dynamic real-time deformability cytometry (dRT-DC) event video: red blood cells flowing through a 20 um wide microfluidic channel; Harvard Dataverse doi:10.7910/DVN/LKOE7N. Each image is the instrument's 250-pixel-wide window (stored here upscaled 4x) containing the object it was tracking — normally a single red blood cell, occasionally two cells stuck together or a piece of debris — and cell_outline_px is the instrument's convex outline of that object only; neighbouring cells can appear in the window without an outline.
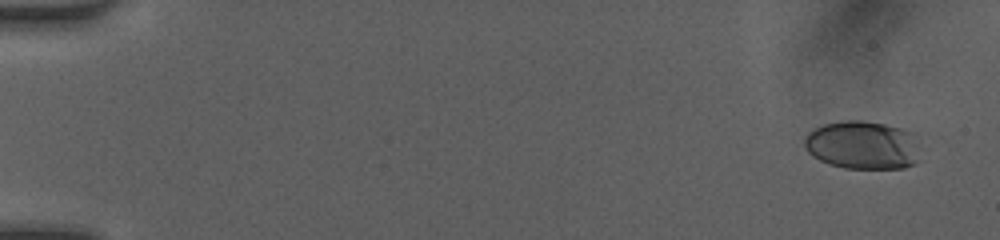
{"species": "human", "species_latin": "Homo sapiens", "temperature_condition": "room temperature", "stored_images_in_passage": 51, "camera_frame_rate_fps": 3000, "um_per_image_px": 0.085, "donor": {"sex": "female"}, "frame": {"image": 1, "passage_image": 3, "time_ms": 0.667, "image_size_px": [1000, 240], "cell_outline_px": [[924, 132], [920, 160], [916, 164], [904, 168], [844, 168], [828, 164], [812, 156], [804, 148], [804, 140], [808, 132], [812, 128], [824, 124], [844, 120], [864, 120]], "centroid_in_image_um": [73.49, 12.31], "position_along_channel_um": 11.5, "area_um2": 34.39}}
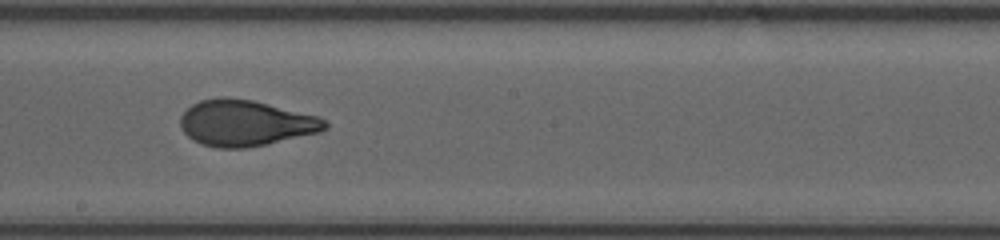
{"frame": {"image": 2, "passage_image": 30, "time_ms": 9.667, "image_size_px": [1000, 240], "cell_outline_px": [[328, 128], [320, 132], [264, 144], [244, 148], [216, 148], [204, 144], [188, 136], [184, 132], [180, 124], [180, 116], [192, 104], [200, 100], [220, 96], [224, 96], [252, 100], [320, 116], [328, 124]], "centroid_in_image_um": [20.87, 10.44], "position_along_channel_um": 227.3, "area_um2": 38.61}}
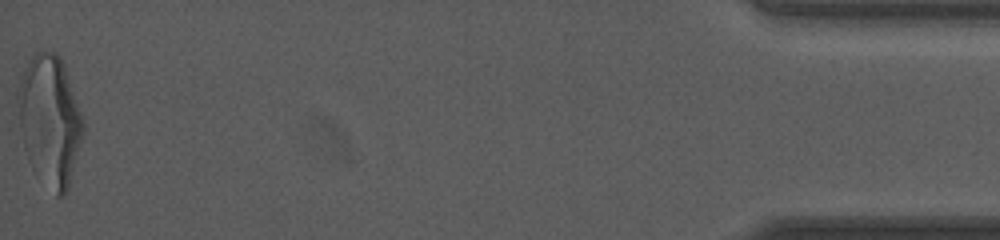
{"frame": {"image": 3, "passage_image": 51, "time_ms": 16.667, "image_size_px": [1000, 240], "cell_outline_px": [[84, 132], [68, 188], [64, 196], [56, 196], [28, 160], [24, 148], [20, 128], [16, 96], [16, 92], [20, 76], [24, 68], [32, 56], [36, 52], [56, 52], [60, 56], [64, 64], [84, 120]], "centroid_in_image_um": [4.23, 10.18], "position_along_channel_um": 431.0, "area_um2": 49.3}, "authors_computed_cell_mechanics": {"area_um2": 38.0324, "velocity_mm_per_s": 4.1779, "shape_relaxation_time_tau1_ms": 3.829, "shape_relaxation_time_tau2_ms": 0.7458, "deformation_change_tau1": 0.1939, "deformation_change_tau2": 0.0667}}